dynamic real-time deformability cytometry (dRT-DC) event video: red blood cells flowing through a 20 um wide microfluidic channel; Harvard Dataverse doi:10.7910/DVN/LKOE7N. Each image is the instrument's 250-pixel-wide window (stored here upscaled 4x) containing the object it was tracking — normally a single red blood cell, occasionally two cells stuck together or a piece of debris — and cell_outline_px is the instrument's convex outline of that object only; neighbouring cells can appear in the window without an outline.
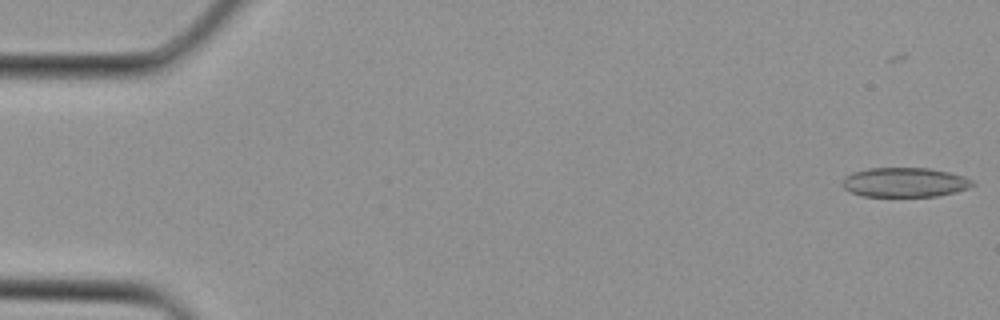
{"species": "Egyptian fruit bat (a non-hibernating species)", "species_latin": "Rousettus aegyptiacus", "temperature_condition": "cold", "stored_images_in_passage": 4, "camera_frame_rate_fps": 3000, "um_per_image_px": 0.085, "animal": {"sex": "female"}, "frame": {"image": 1, "passage_image": 1, "time_ms": 0.0, "image_size_px": [1000, 320], "cell_outline_px": [[976, 184], [968, 188], [956, 192], [936, 196], [864, 196], [852, 192], [844, 188], [840, 184], [844, 176], [852, 172], [868, 168], [928, 168], [948, 172], [964, 176], [972, 180]], "centroid_in_image_um": [76.88, 15.49], "position_along_channel_um": 8.1, "area_um2": 22.43}}